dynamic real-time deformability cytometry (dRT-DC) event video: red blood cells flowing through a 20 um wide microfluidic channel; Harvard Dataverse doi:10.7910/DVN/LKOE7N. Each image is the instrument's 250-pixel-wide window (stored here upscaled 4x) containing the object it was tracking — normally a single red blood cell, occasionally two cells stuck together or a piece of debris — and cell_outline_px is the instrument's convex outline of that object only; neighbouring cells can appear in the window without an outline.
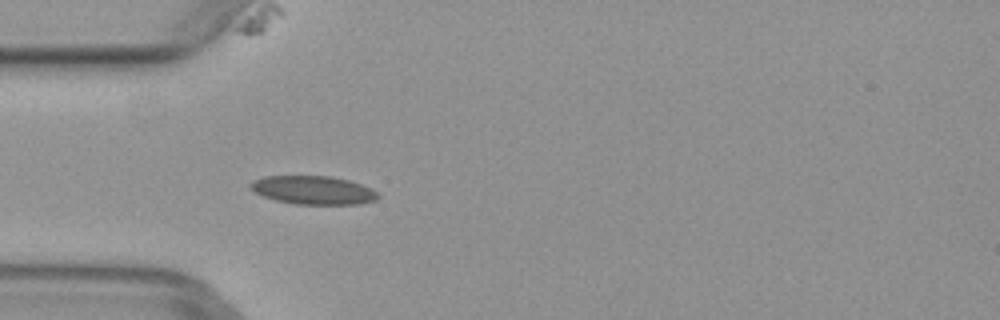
{"species": "common noctule bat (a hibernating species)", "species_latin": "Nyctalus noctula", "temperature_condition": "warm", "stored_images_in_passage": 5, "camera_frame_rate_fps": 3000, "um_per_image_px": 0.085, "animal": {"sex": "female", "body_mass_g": 29.2, "forearm_length_mm": 56.3}, "frame": {"image": 1, "passage_image": 3, "time_ms": 0.667, "image_size_px": [1000, 320], "cell_outline_px": [[380, 196], [376, 200], [360, 204], [292, 204], [276, 200], [264, 196], [248, 188], [248, 184], [252, 180], [264, 176], [332, 176], [348, 180], [372, 188]], "centroid_in_image_um": [26.6, 16.16], "position_along_channel_um": 58.4, "area_um2": 21.27}}